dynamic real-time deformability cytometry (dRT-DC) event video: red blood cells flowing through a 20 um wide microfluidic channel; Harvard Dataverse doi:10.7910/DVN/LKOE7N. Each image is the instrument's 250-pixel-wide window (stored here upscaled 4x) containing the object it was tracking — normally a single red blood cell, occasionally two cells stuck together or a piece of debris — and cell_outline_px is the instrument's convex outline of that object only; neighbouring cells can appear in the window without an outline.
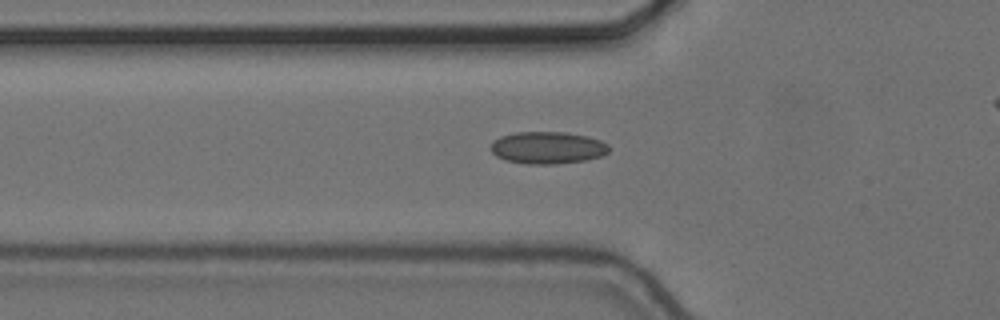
{"species": "common noctule bat (a hibernating species)", "species_latin": "Nyctalus noctula", "temperature_condition": "cold", "stored_images_in_passage": 37, "camera_frame_rate_fps": 3000, "um_per_image_px": 0.085, "animal": {"sex": "female", "body_mass_g": 24.6, "forearm_length_mm": 56.2}, "frame": {"image": 1, "passage_image": 7, "time_ms": 2.0, "image_size_px": [1000, 320], "cell_outline_px": [[608, 152], [600, 156], [584, 160], [556, 164], [528, 164], [504, 160], [496, 156], [492, 152], [492, 140], [500, 136], [516, 132], [564, 132], [588, 136], [600, 140], [608, 144]], "centroid_in_image_um": [46.52, 12.55], "position_along_channel_um": 79.3, "area_um2": 22.14}}
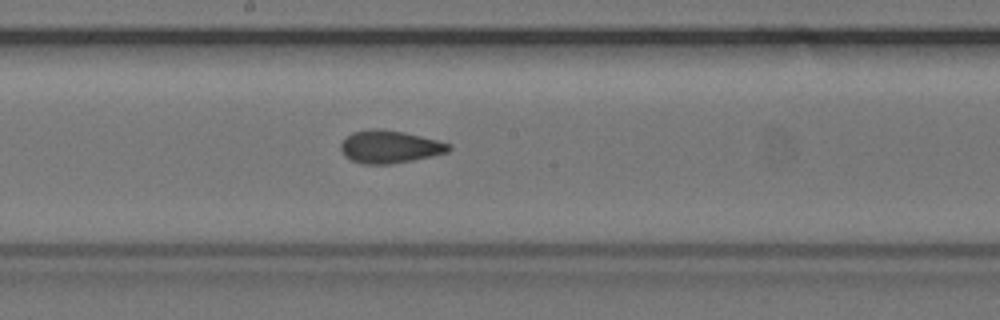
{"frame": {"image": 2, "passage_image": 18, "time_ms": 5.667, "image_size_px": [1000, 320], "cell_outline_px": [[452, 148], [448, 152], [432, 156], [412, 160], [388, 164], [364, 164], [352, 160], [344, 156], [340, 148], [340, 144], [352, 132], [372, 128], [376, 128], [404, 132], [452, 144]], "centroid_in_image_um": [33.12, 12.47], "position_along_channel_um": 215.1, "area_um2": 20.46}}
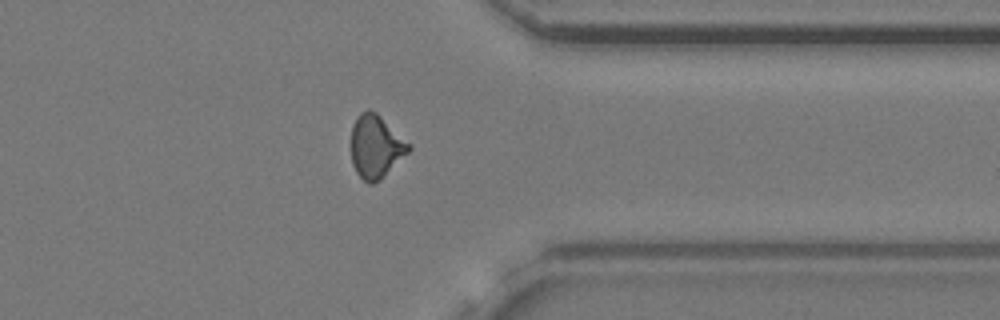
{"frame": {"image": 3, "passage_image": 32, "time_ms": 10.333, "image_size_px": [1000, 320], "cell_outline_px": [[412, 148], [380, 180], [372, 184], [368, 184], [356, 172], [352, 164], [352, 128], [356, 116], [360, 112], [368, 108], [376, 112], [412, 144]], "centroid_in_image_um": [31.96, 12.43], "position_along_channel_um": 379.4, "area_um2": 21.21}}